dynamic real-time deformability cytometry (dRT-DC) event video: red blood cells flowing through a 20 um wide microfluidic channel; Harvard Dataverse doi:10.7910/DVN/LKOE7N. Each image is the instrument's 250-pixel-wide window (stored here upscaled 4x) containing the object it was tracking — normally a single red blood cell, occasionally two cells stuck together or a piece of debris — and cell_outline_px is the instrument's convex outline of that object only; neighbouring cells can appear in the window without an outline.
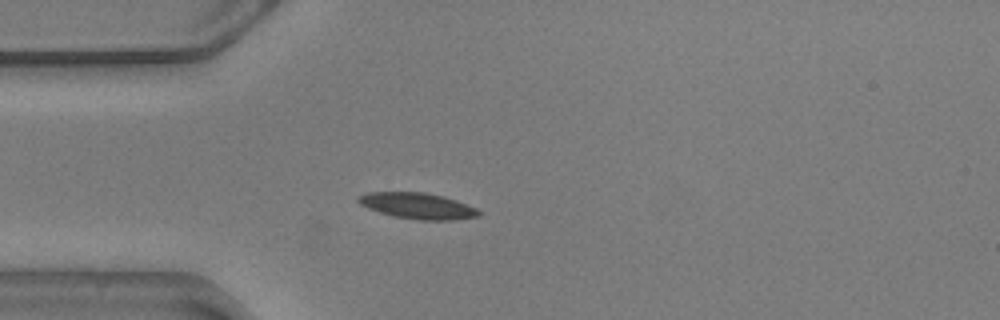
{"species": "common noctule bat (a hibernating species)", "species_latin": "Nyctalus noctula", "temperature_condition": "warm", "stored_images_in_passage": 36, "camera_frame_rate_fps": 3000, "um_per_image_px": 0.085, "animal": {"sex": "male", "body_mass_g": 20.5, "forearm_length_mm": 52.5}, "frame": {"image": 1, "passage_image": 11, "time_ms": 3.333, "image_size_px": [1000, 320], "cell_outline_px": [[484, 212], [480, 216], [452, 220], [420, 220], [392, 216], [368, 208], [360, 204], [356, 200], [360, 196], [368, 192], [424, 192], [444, 196], [456, 200], [476, 208]], "centroid_in_image_um": [35.54, 17.5], "position_along_channel_um": 49.5, "area_um2": 18.32}}